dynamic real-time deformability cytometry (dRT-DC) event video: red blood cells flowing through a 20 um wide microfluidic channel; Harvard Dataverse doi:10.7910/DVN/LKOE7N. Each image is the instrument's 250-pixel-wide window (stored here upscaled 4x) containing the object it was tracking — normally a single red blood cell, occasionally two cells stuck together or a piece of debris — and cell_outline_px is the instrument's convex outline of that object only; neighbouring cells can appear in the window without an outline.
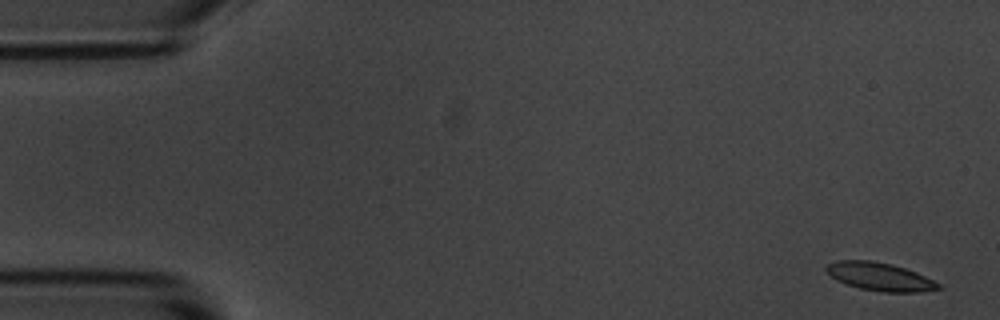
{"species": "common noctule bat (a hibernating species)", "species_latin": "Nyctalus noctula", "temperature_condition": "room temperature", "stored_images_in_passage": 5, "segment_of_instrument_passage": [1, 2], "camera_frame_rate_fps": 3000, "um_per_image_px": 0.085, "animal": {"sex": "male", "body_mass_g": 20.1, "forearm_length_mm": 53.5}, "frame": {"image": 1, "passage_image": 1, "time_ms": 0.0, "image_size_px": [1000, 320], "cell_outline_px": [[944, 288], [920, 292], [884, 292], [860, 288], [836, 280], [824, 268], [828, 264], [836, 260], [868, 260], [892, 264], [916, 272], [940, 284]], "centroid_in_image_um": [74.8, 23.51], "position_along_channel_um": 10.2, "area_um2": 18.21}}
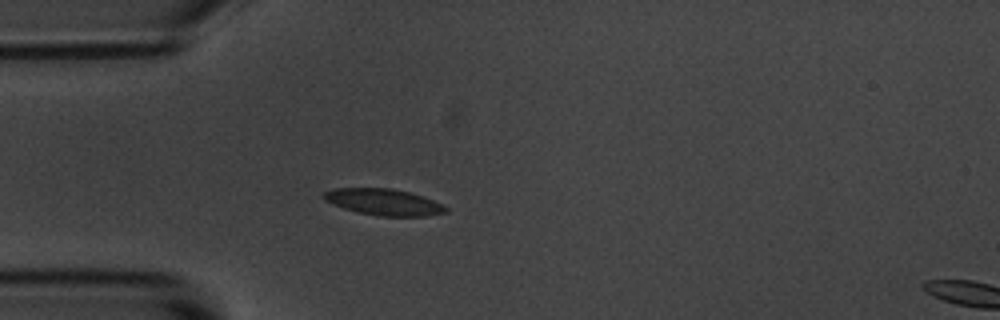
{"frame": {"image": 2, "passage_image": 4, "time_ms": 4.333, "image_size_px": [1000, 320], "cell_outline_px": [[448, 212], [428, 216], [376, 216], [344, 208], [324, 200], [320, 196], [324, 192], [332, 188], [392, 188], [424, 196], [444, 204], [448, 208]], "centroid_in_image_um": [32.64, 17.17], "position_along_channel_um": 52.4, "area_um2": 18.96}}